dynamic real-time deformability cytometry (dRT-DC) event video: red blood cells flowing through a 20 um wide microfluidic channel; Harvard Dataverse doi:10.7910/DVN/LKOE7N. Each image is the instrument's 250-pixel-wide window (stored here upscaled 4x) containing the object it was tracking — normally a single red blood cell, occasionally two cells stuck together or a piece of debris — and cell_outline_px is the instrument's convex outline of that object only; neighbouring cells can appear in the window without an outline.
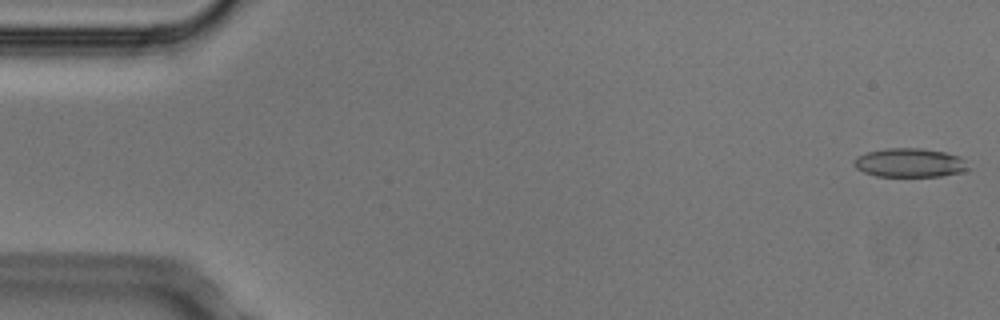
{"species": "Egyptian fruit bat (a non-hibernating species)", "species_latin": "Rousettus aegyptiacus", "temperature_condition": "cold", "stored_images_in_passage": 5, "camera_frame_rate_fps": 3000, "um_per_image_px": 0.085, "animal": {"sex": "male"}, "frame": {"image": 1, "passage_image": 1, "time_ms": 0.0, "image_size_px": [1000, 320], "cell_outline_px": [[968, 168], [960, 172], [940, 176], [876, 176], [864, 172], [856, 168], [852, 164], [856, 156], [868, 152], [884, 148], [920, 148], [944, 152], [960, 156], [964, 160]], "centroid_in_image_um": [77.27, 13.83], "position_along_channel_um": 7.7, "area_um2": 19.13}}
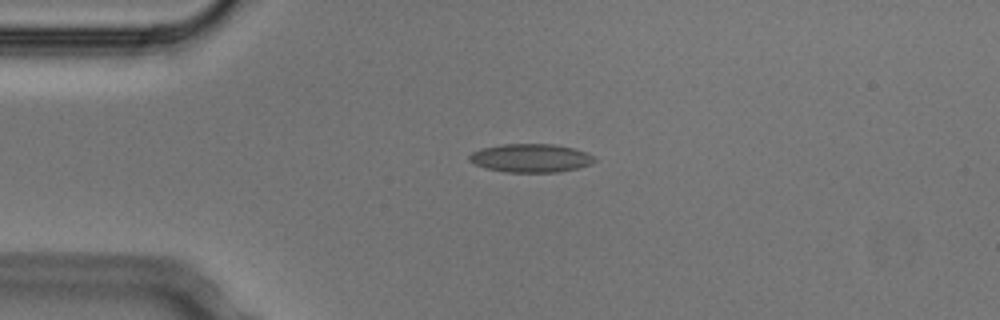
{"frame": {"image": 2, "passage_image": 4, "time_ms": 1.0, "image_size_px": [1000, 320], "cell_outline_px": [[596, 160], [580, 168], [560, 172], [504, 172], [484, 168], [468, 160], [468, 156], [472, 152], [480, 148], [500, 144], [556, 144], [576, 148], [588, 152]], "centroid_in_image_um": [45.11, 13.43], "position_along_channel_um": 39.9, "area_um2": 21.04}}